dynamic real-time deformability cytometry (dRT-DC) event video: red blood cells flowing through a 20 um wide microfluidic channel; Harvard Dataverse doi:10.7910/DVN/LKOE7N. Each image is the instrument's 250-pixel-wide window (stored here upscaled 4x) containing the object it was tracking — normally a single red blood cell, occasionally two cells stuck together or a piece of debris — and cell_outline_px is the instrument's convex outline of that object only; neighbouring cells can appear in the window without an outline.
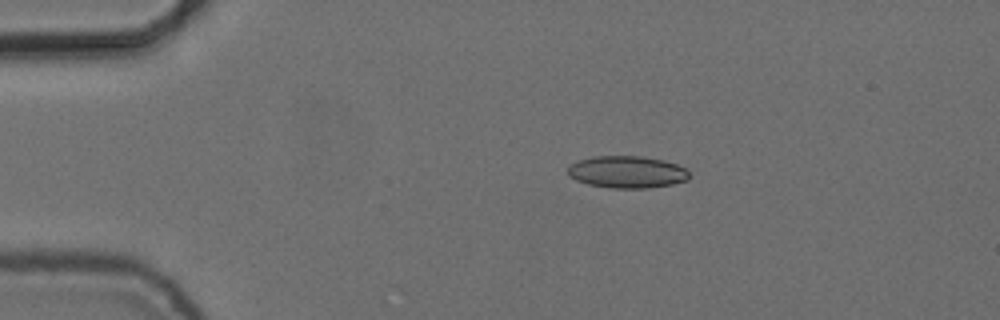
{"species": "common noctule bat (a hibernating species)", "species_latin": "Nyctalus noctula", "temperature_condition": "cold", "stored_images_in_passage": 45, "camera_frame_rate_fps": 3000, "um_per_image_px": 0.085, "animal": {"sex": "female", "body_mass_g": 24.6, "forearm_length_mm": 56.2}, "frame": {"image": 1, "passage_image": 1, "time_ms": 0.0, "image_size_px": [1000, 320], "cell_outline_px": [[688, 180], [672, 184], [648, 188], [608, 188], [588, 184], [576, 180], [568, 176], [568, 164], [592, 156], [640, 156], [664, 160], [676, 164], [684, 168], [688, 172]], "centroid_in_image_um": [53.26, 14.62], "position_along_channel_um": 31.7, "area_um2": 22.77}}
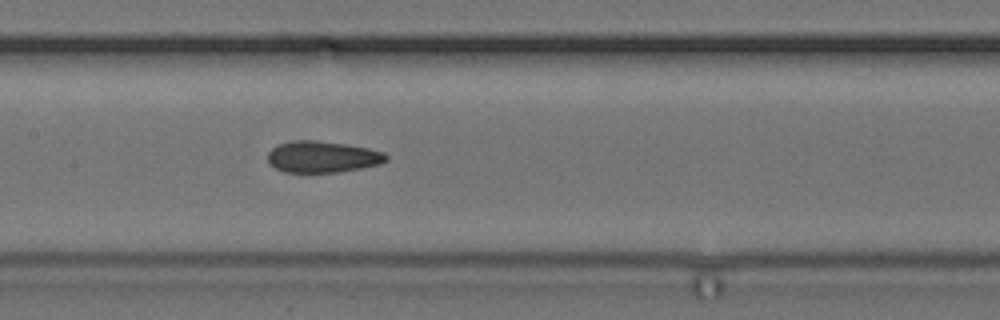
{"frame": {"image": 2, "passage_image": 17, "time_ms": 5.333, "image_size_px": [1000, 320], "cell_outline_px": [[388, 160], [380, 164], [340, 172], [284, 172], [268, 164], [268, 152], [276, 144], [296, 140], [316, 140], [344, 144], [368, 148], [384, 152], [388, 156]], "centroid_in_image_um": [27.39, 13.33], "position_along_channel_um": 180.0, "area_um2": 21.79}}
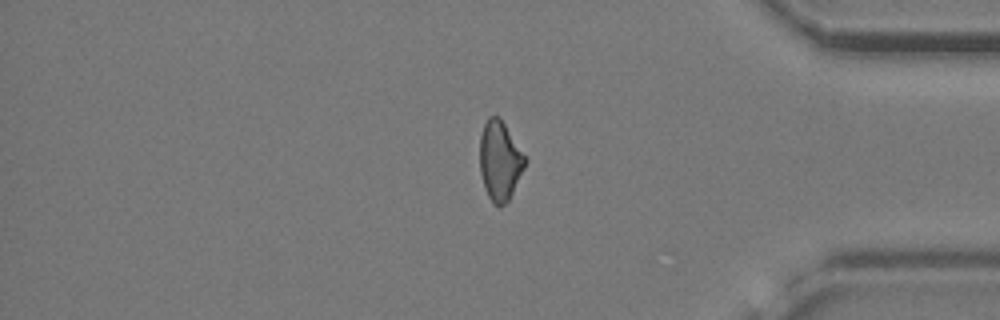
{"frame": {"image": 3, "passage_image": 36, "time_ms": 11.667, "image_size_px": [1000, 320], "cell_outline_px": [[528, 160], [508, 200], [500, 208], [492, 204], [484, 188], [480, 172], [480, 136], [484, 124], [488, 116], [500, 116]], "centroid_in_image_um": [42.48, 13.66], "position_along_channel_um": 392.7, "area_um2": 21.04}, "authors_computed_cell_mechanics": {"area_um2": 21.2126, "velocity_mm_per_s": 3.7485, "shape_relaxation_time_tau1_ms": null, "shape_relaxation_time_tau2_ms": 3.9055, "deformation_change_tau1": null, "deformation_change_tau2": 0.1286}}